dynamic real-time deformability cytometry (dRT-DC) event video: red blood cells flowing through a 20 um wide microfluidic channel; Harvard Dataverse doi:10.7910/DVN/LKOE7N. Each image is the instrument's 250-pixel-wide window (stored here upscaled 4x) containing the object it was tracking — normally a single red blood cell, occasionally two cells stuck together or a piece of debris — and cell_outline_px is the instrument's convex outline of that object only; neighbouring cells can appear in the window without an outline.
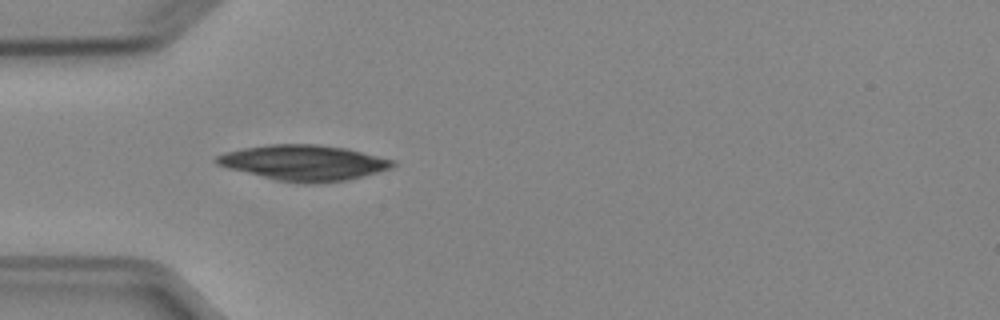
{"species": "Egyptian fruit bat (a non-hibernating species)", "species_latin": "Rousettus aegyptiacus", "temperature_condition": "cold", "stored_images_in_passage": 37, "camera_frame_rate_fps": 3000, "um_per_image_px": 0.085, "animal": {"sex": "female"}, "frame": {"image": 1, "passage_image": 1, "time_ms": 0.0, "image_size_px": [1000, 320], "cell_outline_px": [[396, 164], [392, 168], [344, 180], [316, 184], [304, 184], [276, 180], [228, 168], [216, 164], [212, 160], [216, 156], [224, 152], [244, 148], [268, 144], [316, 144], [344, 148], [396, 160]], "centroid_in_image_um": [25.79, 13.83], "position_along_channel_um": 59.2, "area_um2": 36.36}}
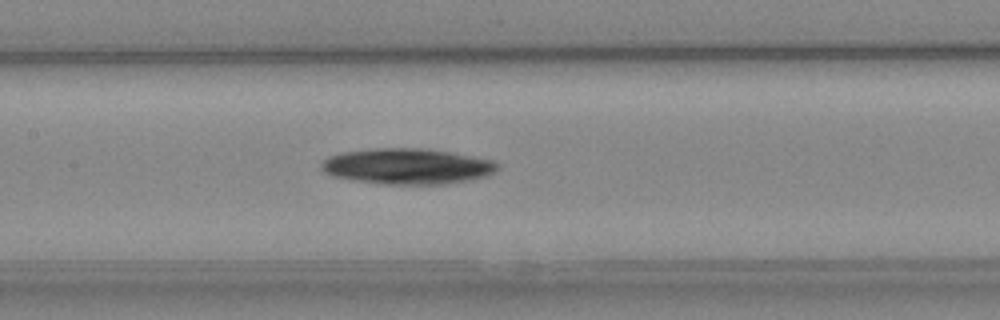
{"frame": {"image": 2, "passage_image": 10, "time_ms": 3.0, "image_size_px": [1000, 320], "cell_outline_px": [[500, 168], [484, 176], [472, 180], [444, 184], [384, 184], [352, 180], [332, 176], [324, 172], [320, 168], [320, 164], [328, 156], [340, 152], [376, 148], [428, 148], [496, 160], [500, 164]], "centroid_in_image_um": [34.62, 14.13], "position_along_channel_um": 172.8, "area_um2": 37.11}}
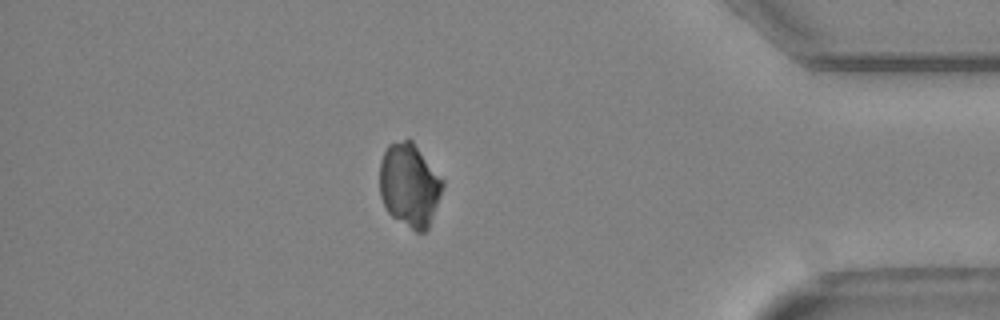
{"frame": {"image": 3, "passage_image": 30, "time_ms": 9.667, "image_size_px": [1000, 320], "cell_outline_px": [[444, 188], [428, 228], [424, 232], [416, 232], [392, 216], [388, 212], [380, 196], [380, 160], [388, 144], [408, 136], [412, 140], [444, 180]], "centroid_in_image_um": [34.81, 15.7], "position_along_channel_um": 400.4, "area_um2": 30.92}}